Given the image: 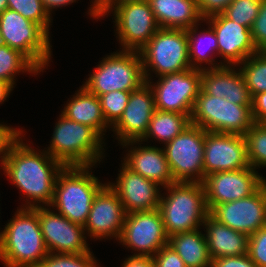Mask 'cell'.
<instances>
[{
    "label": "cell",
    "instance_id": "6da1fadb",
    "mask_svg": "<svg viewBox=\"0 0 266 267\" xmlns=\"http://www.w3.org/2000/svg\"><path fill=\"white\" fill-rule=\"evenodd\" d=\"M63 167L46 150L37 151L21 138L0 169L27 198L21 208H35L51 205L56 177Z\"/></svg>",
    "mask_w": 266,
    "mask_h": 267
},
{
    "label": "cell",
    "instance_id": "7a4b0ae2",
    "mask_svg": "<svg viewBox=\"0 0 266 267\" xmlns=\"http://www.w3.org/2000/svg\"><path fill=\"white\" fill-rule=\"evenodd\" d=\"M47 254L38 207L17 209L2 230L0 261L4 267H39Z\"/></svg>",
    "mask_w": 266,
    "mask_h": 267
},
{
    "label": "cell",
    "instance_id": "3957f363",
    "mask_svg": "<svg viewBox=\"0 0 266 267\" xmlns=\"http://www.w3.org/2000/svg\"><path fill=\"white\" fill-rule=\"evenodd\" d=\"M52 136L46 151L64 167H93L105 156L104 139L90 126L72 121L63 114L55 123Z\"/></svg>",
    "mask_w": 266,
    "mask_h": 267
},
{
    "label": "cell",
    "instance_id": "277c9868",
    "mask_svg": "<svg viewBox=\"0 0 266 267\" xmlns=\"http://www.w3.org/2000/svg\"><path fill=\"white\" fill-rule=\"evenodd\" d=\"M92 166L63 167L54 185L51 205L59 214L84 227L93 200L105 185L89 171ZM91 172V173H90Z\"/></svg>",
    "mask_w": 266,
    "mask_h": 267
},
{
    "label": "cell",
    "instance_id": "5b68a950",
    "mask_svg": "<svg viewBox=\"0 0 266 267\" xmlns=\"http://www.w3.org/2000/svg\"><path fill=\"white\" fill-rule=\"evenodd\" d=\"M164 189L168 194L161 196L158 209L168 237L203 225L209 215L203 183L174 182Z\"/></svg>",
    "mask_w": 266,
    "mask_h": 267
},
{
    "label": "cell",
    "instance_id": "8992f818",
    "mask_svg": "<svg viewBox=\"0 0 266 267\" xmlns=\"http://www.w3.org/2000/svg\"><path fill=\"white\" fill-rule=\"evenodd\" d=\"M82 86L100 96L118 91H134L146 83L139 51L121 50L105 56Z\"/></svg>",
    "mask_w": 266,
    "mask_h": 267
},
{
    "label": "cell",
    "instance_id": "52a82bcc",
    "mask_svg": "<svg viewBox=\"0 0 266 267\" xmlns=\"http://www.w3.org/2000/svg\"><path fill=\"white\" fill-rule=\"evenodd\" d=\"M145 80L191 68L186 29L160 28L139 50ZM150 76V77H149Z\"/></svg>",
    "mask_w": 266,
    "mask_h": 267
},
{
    "label": "cell",
    "instance_id": "ba28073f",
    "mask_svg": "<svg viewBox=\"0 0 266 267\" xmlns=\"http://www.w3.org/2000/svg\"><path fill=\"white\" fill-rule=\"evenodd\" d=\"M251 107L205 94L200 89L190 122L205 131L244 135L254 124Z\"/></svg>",
    "mask_w": 266,
    "mask_h": 267
},
{
    "label": "cell",
    "instance_id": "9c48e42d",
    "mask_svg": "<svg viewBox=\"0 0 266 267\" xmlns=\"http://www.w3.org/2000/svg\"><path fill=\"white\" fill-rule=\"evenodd\" d=\"M0 33L4 45L19 50L41 72L51 60L49 35L36 23L20 13L6 9L0 14Z\"/></svg>",
    "mask_w": 266,
    "mask_h": 267
},
{
    "label": "cell",
    "instance_id": "30bf717a",
    "mask_svg": "<svg viewBox=\"0 0 266 267\" xmlns=\"http://www.w3.org/2000/svg\"><path fill=\"white\" fill-rule=\"evenodd\" d=\"M206 131L189 124L164 145V153L175 182L204 181V142Z\"/></svg>",
    "mask_w": 266,
    "mask_h": 267
},
{
    "label": "cell",
    "instance_id": "8fae6325",
    "mask_svg": "<svg viewBox=\"0 0 266 267\" xmlns=\"http://www.w3.org/2000/svg\"><path fill=\"white\" fill-rule=\"evenodd\" d=\"M155 97V107L160 111L177 112L191 117L201 89V70L187 69L158 77L157 83L146 80Z\"/></svg>",
    "mask_w": 266,
    "mask_h": 267
},
{
    "label": "cell",
    "instance_id": "7c38bea8",
    "mask_svg": "<svg viewBox=\"0 0 266 267\" xmlns=\"http://www.w3.org/2000/svg\"><path fill=\"white\" fill-rule=\"evenodd\" d=\"M110 12L122 50L139 51L160 29L148 1L126 2Z\"/></svg>",
    "mask_w": 266,
    "mask_h": 267
},
{
    "label": "cell",
    "instance_id": "4fadbf2b",
    "mask_svg": "<svg viewBox=\"0 0 266 267\" xmlns=\"http://www.w3.org/2000/svg\"><path fill=\"white\" fill-rule=\"evenodd\" d=\"M168 239L161 213L155 209L126 214L119 243L135 251L133 255L154 256Z\"/></svg>",
    "mask_w": 266,
    "mask_h": 267
},
{
    "label": "cell",
    "instance_id": "5bb4252c",
    "mask_svg": "<svg viewBox=\"0 0 266 267\" xmlns=\"http://www.w3.org/2000/svg\"><path fill=\"white\" fill-rule=\"evenodd\" d=\"M265 182L266 179L252 167L221 171L205 176L202 183L209 212L216 205L251 196Z\"/></svg>",
    "mask_w": 266,
    "mask_h": 267
},
{
    "label": "cell",
    "instance_id": "9a60e30c",
    "mask_svg": "<svg viewBox=\"0 0 266 267\" xmlns=\"http://www.w3.org/2000/svg\"><path fill=\"white\" fill-rule=\"evenodd\" d=\"M209 214L219 223L251 236L266 224V182L251 196L216 205Z\"/></svg>",
    "mask_w": 266,
    "mask_h": 267
},
{
    "label": "cell",
    "instance_id": "2e32d148",
    "mask_svg": "<svg viewBox=\"0 0 266 267\" xmlns=\"http://www.w3.org/2000/svg\"><path fill=\"white\" fill-rule=\"evenodd\" d=\"M205 176L250 167L244 135L206 131L204 142Z\"/></svg>",
    "mask_w": 266,
    "mask_h": 267
},
{
    "label": "cell",
    "instance_id": "e0dca14e",
    "mask_svg": "<svg viewBox=\"0 0 266 267\" xmlns=\"http://www.w3.org/2000/svg\"><path fill=\"white\" fill-rule=\"evenodd\" d=\"M38 219L48 253L80 254L90 251L83 226L55 213L48 206L38 207Z\"/></svg>",
    "mask_w": 266,
    "mask_h": 267
},
{
    "label": "cell",
    "instance_id": "ac0fdd59",
    "mask_svg": "<svg viewBox=\"0 0 266 267\" xmlns=\"http://www.w3.org/2000/svg\"><path fill=\"white\" fill-rule=\"evenodd\" d=\"M126 214L119 196L107 182L93 200L84 225L85 233L90 238H96L95 240L114 237L118 241L123 230Z\"/></svg>",
    "mask_w": 266,
    "mask_h": 267
},
{
    "label": "cell",
    "instance_id": "d6986e66",
    "mask_svg": "<svg viewBox=\"0 0 266 267\" xmlns=\"http://www.w3.org/2000/svg\"><path fill=\"white\" fill-rule=\"evenodd\" d=\"M218 42V55L225 66H237L258 52L251 36V29L239 25L223 13L206 18Z\"/></svg>",
    "mask_w": 266,
    "mask_h": 267
},
{
    "label": "cell",
    "instance_id": "ffe728a7",
    "mask_svg": "<svg viewBox=\"0 0 266 267\" xmlns=\"http://www.w3.org/2000/svg\"><path fill=\"white\" fill-rule=\"evenodd\" d=\"M155 97L146 82L139 89L131 91L128 104L120 119L111 127L120 143L141 140L147 133L155 112Z\"/></svg>",
    "mask_w": 266,
    "mask_h": 267
},
{
    "label": "cell",
    "instance_id": "44dd1931",
    "mask_svg": "<svg viewBox=\"0 0 266 267\" xmlns=\"http://www.w3.org/2000/svg\"><path fill=\"white\" fill-rule=\"evenodd\" d=\"M121 165L116 183L109 182L108 185L119 196L126 213L158 209L162 195L160 185L132 171L124 163Z\"/></svg>",
    "mask_w": 266,
    "mask_h": 267
},
{
    "label": "cell",
    "instance_id": "7402d4cb",
    "mask_svg": "<svg viewBox=\"0 0 266 267\" xmlns=\"http://www.w3.org/2000/svg\"><path fill=\"white\" fill-rule=\"evenodd\" d=\"M235 67L223 65L201 70V90L237 105H252V96L244 77L239 68L237 71Z\"/></svg>",
    "mask_w": 266,
    "mask_h": 267
},
{
    "label": "cell",
    "instance_id": "603a6c76",
    "mask_svg": "<svg viewBox=\"0 0 266 267\" xmlns=\"http://www.w3.org/2000/svg\"><path fill=\"white\" fill-rule=\"evenodd\" d=\"M140 142V140H136L121 144L123 147L130 146L131 148L128 149V154L126 153L122 162L132 171L156 182L163 188L174 183L164 150L156 146H141Z\"/></svg>",
    "mask_w": 266,
    "mask_h": 267
},
{
    "label": "cell",
    "instance_id": "cb8c5ba5",
    "mask_svg": "<svg viewBox=\"0 0 266 267\" xmlns=\"http://www.w3.org/2000/svg\"><path fill=\"white\" fill-rule=\"evenodd\" d=\"M202 226L206 229L205 238L211 260L248 253L249 236L247 234L219 223L210 214L205 218Z\"/></svg>",
    "mask_w": 266,
    "mask_h": 267
},
{
    "label": "cell",
    "instance_id": "d4e9b609",
    "mask_svg": "<svg viewBox=\"0 0 266 267\" xmlns=\"http://www.w3.org/2000/svg\"><path fill=\"white\" fill-rule=\"evenodd\" d=\"M160 28L188 29L204 21L196 0H149Z\"/></svg>",
    "mask_w": 266,
    "mask_h": 267
},
{
    "label": "cell",
    "instance_id": "484cf974",
    "mask_svg": "<svg viewBox=\"0 0 266 267\" xmlns=\"http://www.w3.org/2000/svg\"><path fill=\"white\" fill-rule=\"evenodd\" d=\"M68 101L61 114L72 121L90 126L104 138L103 132L111 126L104 118L99 97L81 86Z\"/></svg>",
    "mask_w": 266,
    "mask_h": 267
},
{
    "label": "cell",
    "instance_id": "4316f807",
    "mask_svg": "<svg viewBox=\"0 0 266 267\" xmlns=\"http://www.w3.org/2000/svg\"><path fill=\"white\" fill-rule=\"evenodd\" d=\"M199 229L176 233L168 239V245L177 252L186 267H211L205 234Z\"/></svg>",
    "mask_w": 266,
    "mask_h": 267
},
{
    "label": "cell",
    "instance_id": "83f0119b",
    "mask_svg": "<svg viewBox=\"0 0 266 267\" xmlns=\"http://www.w3.org/2000/svg\"><path fill=\"white\" fill-rule=\"evenodd\" d=\"M198 27H199L198 25H195L191 28L186 29L188 36L189 62L191 68L198 70L206 69V66L203 67L202 65H200L202 63H206V65L208 64V66H211L207 67V69L223 66L224 63L222 61L219 62V64L214 63L215 62L214 57L216 56V54L218 55V42L214 30L210 26H208L207 30L203 29L204 31L203 30L198 31ZM197 31L200 33H198ZM204 39L205 40L207 39V41L206 42L203 41ZM207 54L208 55L210 54V56H208ZM212 54H214V57Z\"/></svg>",
    "mask_w": 266,
    "mask_h": 267
},
{
    "label": "cell",
    "instance_id": "f1b7e54d",
    "mask_svg": "<svg viewBox=\"0 0 266 267\" xmlns=\"http://www.w3.org/2000/svg\"><path fill=\"white\" fill-rule=\"evenodd\" d=\"M189 124L190 118L186 114L155 110L145 136L140 140L153 138L164 144L179 135Z\"/></svg>",
    "mask_w": 266,
    "mask_h": 267
},
{
    "label": "cell",
    "instance_id": "f546056e",
    "mask_svg": "<svg viewBox=\"0 0 266 267\" xmlns=\"http://www.w3.org/2000/svg\"><path fill=\"white\" fill-rule=\"evenodd\" d=\"M21 72L38 75L41 71L19 50L0 46V79L15 85V76Z\"/></svg>",
    "mask_w": 266,
    "mask_h": 267
},
{
    "label": "cell",
    "instance_id": "4dcf8cb0",
    "mask_svg": "<svg viewBox=\"0 0 266 267\" xmlns=\"http://www.w3.org/2000/svg\"><path fill=\"white\" fill-rule=\"evenodd\" d=\"M238 66L252 98L266 92V51L254 53Z\"/></svg>",
    "mask_w": 266,
    "mask_h": 267
},
{
    "label": "cell",
    "instance_id": "1f68e13d",
    "mask_svg": "<svg viewBox=\"0 0 266 267\" xmlns=\"http://www.w3.org/2000/svg\"><path fill=\"white\" fill-rule=\"evenodd\" d=\"M244 137L250 167L255 170L266 167V127L262 123H254Z\"/></svg>",
    "mask_w": 266,
    "mask_h": 267
},
{
    "label": "cell",
    "instance_id": "d6a6232c",
    "mask_svg": "<svg viewBox=\"0 0 266 267\" xmlns=\"http://www.w3.org/2000/svg\"><path fill=\"white\" fill-rule=\"evenodd\" d=\"M8 9L20 13L24 18L38 24L48 35L52 17L46 12L41 0H8Z\"/></svg>",
    "mask_w": 266,
    "mask_h": 267
},
{
    "label": "cell",
    "instance_id": "836d02e7",
    "mask_svg": "<svg viewBox=\"0 0 266 267\" xmlns=\"http://www.w3.org/2000/svg\"><path fill=\"white\" fill-rule=\"evenodd\" d=\"M262 0H233L223 14L238 23L251 29L254 20L259 14Z\"/></svg>",
    "mask_w": 266,
    "mask_h": 267
},
{
    "label": "cell",
    "instance_id": "e575fe53",
    "mask_svg": "<svg viewBox=\"0 0 266 267\" xmlns=\"http://www.w3.org/2000/svg\"><path fill=\"white\" fill-rule=\"evenodd\" d=\"M91 251L80 254L48 253L39 267H99Z\"/></svg>",
    "mask_w": 266,
    "mask_h": 267
},
{
    "label": "cell",
    "instance_id": "d590c367",
    "mask_svg": "<svg viewBox=\"0 0 266 267\" xmlns=\"http://www.w3.org/2000/svg\"><path fill=\"white\" fill-rule=\"evenodd\" d=\"M131 91H112L100 95L101 108L106 122L113 126L122 116Z\"/></svg>",
    "mask_w": 266,
    "mask_h": 267
},
{
    "label": "cell",
    "instance_id": "8d00e7d4",
    "mask_svg": "<svg viewBox=\"0 0 266 267\" xmlns=\"http://www.w3.org/2000/svg\"><path fill=\"white\" fill-rule=\"evenodd\" d=\"M247 254L258 267H266V227L249 236Z\"/></svg>",
    "mask_w": 266,
    "mask_h": 267
},
{
    "label": "cell",
    "instance_id": "74e56055",
    "mask_svg": "<svg viewBox=\"0 0 266 267\" xmlns=\"http://www.w3.org/2000/svg\"><path fill=\"white\" fill-rule=\"evenodd\" d=\"M24 131L6 124H0V164L6 161L13 146L22 138Z\"/></svg>",
    "mask_w": 266,
    "mask_h": 267
},
{
    "label": "cell",
    "instance_id": "f35d334b",
    "mask_svg": "<svg viewBox=\"0 0 266 267\" xmlns=\"http://www.w3.org/2000/svg\"><path fill=\"white\" fill-rule=\"evenodd\" d=\"M251 36L257 51H266V0L261 1L259 14L251 27Z\"/></svg>",
    "mask_w": 266,
    "mask_h": 267
},
{
    "label": "cell",
    "instance_id": "ab89813d",
    "mask_svg": "<svg viewBox=\"0 0 266 267\" xmlns=\"http://www.w3.org/2000/svg\"><path fill=\"white\" fill-rule=\"evenodd\" d=\"M153 259L154 267H186L181 257L170 245L162 247Z\"/></svg>",
    "mask_w": 266,
    "mask_h": 267
},
{
    "label": "cell",
    "instance_id": "60d3db41",
    "mask_svg": "<svg viewBox=\"0 0 266 267\" xmlns=\"http://www.w3.org/2000/svg\"><path fill=\"white\" fill-rule=\"evenodd\" d=\"M200 15L208 17L221 14L233 0H196Z\"/></svg>",
    "mask_w": 266,
    "mask_h": 267
},
{
    "label": "cell",
    "instance_id": "b9f144b4",
    "mask_svg": "<svg viewBox=\"0 0 266 267\" xmlns=\"http://www.w3.org/2000/svg\"><path fill=\"white\" fill-rule=\"evenodd\" d=\"M211 267H258L248 256H226L212 260Z\"/></svg>",
    "mask_w": 266,
    "mask_h": 267
},
{
    "label": "cell",
    "instance_id": "7bdbcfd3",
    "mask_svg": "<svg viewBox=\"0 0 266 267\" xmlns=\"http://www.w3.org/2000/svg\"><path fill=\"white\" fill-rule=\"evenodd\" d=\"M252 117L254 123H262L266 119V92L252 98Z\"/></svg>",
    "mask_w": 266,
    "mask_h": 267
},
{
    "label": "cell",
    "instance_id": "ee69618b",
    "mask_svg": "<svg viewBox=\"0 0 266 267\" xmlns=\"http://www.w3.org/2000/svg\"><path fill=\"white\" fill-rule=\"evenodd\" d=\"M121 267H154L153 256L132 255L125 259Z\"/></svg>",
    "mask_w": 266,
    "mask_h": 267
},
{
    "label": "cell",
    "instance_id": "f6af8a7d",
    "mask_svg": "<svg viewBox=\"0 0 266 267\" xmlns=\"http://www.w3.org/2000/svg\"><path fill=\"white\" fill-rule=\"evenodd\" d=\"M141 1H149V0H104L97 8L98 17H104L107 13L117 5L126 3V2H141Z\"/></svg>",
    "mask_w": 266,
    "mask_h": 267
},
{
    "label": "cell",
    "instance_id": "bcb514c9",
    "mask_svg": "<svg viewBox=\"0 0 266 267\" xmlns=\"http://www.w3.org/2000/svg\"><path fill=\"white\" fill-rule=\"evenodd\" d=\"M76 1L77 0H41L46 12L48 13V15L50 17H51V13H52L51 11L53 9H57V8H61V7L66 6V5H70Z\"/></svg>",
    "mask_w": 266,
    "mask_h": 267
},
{
    "label": "cell",
    "instance_id": "7dc6e473",
    "mask_svg": "<svg viewBox=\"0 0 266 267\" xmlns=\"http://www.w3.org/2000/svg\"><path fill=\"white\" fill-rule=\"evenodd\" d=\"M14 85L8 81L0 79V104L9 97Z\"/></svg>",
    "mask_w": 266,
    "mask_h": 267
},
{
    "label": "cell",
    "instance_id": "c3c4849f",
    "mask_svg": "<svg viewBox=\"0 0 266 267\" xmlns=\"http://www.w3.org/2000/svg\"><path fill=\"white\" fill-rule=\"evenodd\" d=\"M94 1V2H93ZM91 1V7L88 10V14L95 19H99L96 8L104 1V0H93Z\"/></svg>",
    "mask_w": 266,
    "mask_h": 267
},
{
    "label": "cell",
    "instance_id": "681fc988",
    "mask_svg": "<svg viewBox=\"0 0 266 267\" xmlns=\"http://www.w3.org/2000/svg\"><path fill=\"white\" fill-rule=\"evenodd\" d=\"M8 9V0H0V14Z\"/></svg>",
    "mask_w": 266,
    "mask_h": 267
},
{
    "label": "cell",
    "instance_id": "f907efd6",
    "mask_svg": "<svg viewBox=\"0 0 266 267\" xmlns=\"http://www.w3.org/2000/svg\"><path fill=\"white\" fill-rule=\"evenodd\" d=\"M4 45V42H3V39H2V36H1V33H0V46Z\"/></svg>",
    "mask_w": 266,
    "mask_h": 267
},
{
    "label": "cell",
    "instance_id": "816d5d0a",
    "mask_svg": "<svg viewBox=\"0 0 266 267\" xmlns=\"http://www.w3.org/2000/svg\"><path fill=\"white\" fill-rule=\"evenodd\" d=\"M262 124L266 127V119L262 122Z\"/></svg>",
    "mask_w": 266,
    "mask_h": 267
}]
</instances>
